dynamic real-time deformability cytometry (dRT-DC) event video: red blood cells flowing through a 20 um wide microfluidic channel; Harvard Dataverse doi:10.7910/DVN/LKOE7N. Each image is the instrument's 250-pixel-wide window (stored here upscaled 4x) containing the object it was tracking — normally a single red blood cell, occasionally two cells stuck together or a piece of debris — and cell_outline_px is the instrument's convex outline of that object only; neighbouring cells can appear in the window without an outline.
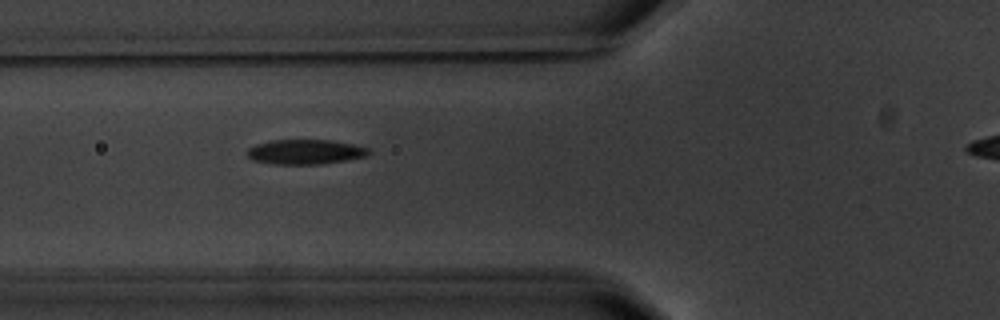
{"species": "common noctule bat (a hibernating species)", "species_latin": "Nyctalus noctula", "temperature_condition": "warm", "stored_images_in_passage": 8, "segment_of_instrument_passage": [1, 2], "camera_frame_rate_fps": 3000, "um_per_image_px": 0.085, "animal": {"sex": "male", "body_mass_g": 20.1, "forearm_length_mm": 53.5}, "frame": {"image": 1, "passage_image": 7, "time_ms": 8.333, "image_size_px": [1000, 320], "cell_outline_px": [[372, 152], [368, 156], [320, 164], [272, 164], [252, 160], [248, 156], [248, 148], [256, 144], [272, 140], [328, 140], [352, 144], [368, 148]], "centroid_in_image_um": [25.94, 12.91], "position_along_channel_um": 99.9, "area_um2": 17.46}}